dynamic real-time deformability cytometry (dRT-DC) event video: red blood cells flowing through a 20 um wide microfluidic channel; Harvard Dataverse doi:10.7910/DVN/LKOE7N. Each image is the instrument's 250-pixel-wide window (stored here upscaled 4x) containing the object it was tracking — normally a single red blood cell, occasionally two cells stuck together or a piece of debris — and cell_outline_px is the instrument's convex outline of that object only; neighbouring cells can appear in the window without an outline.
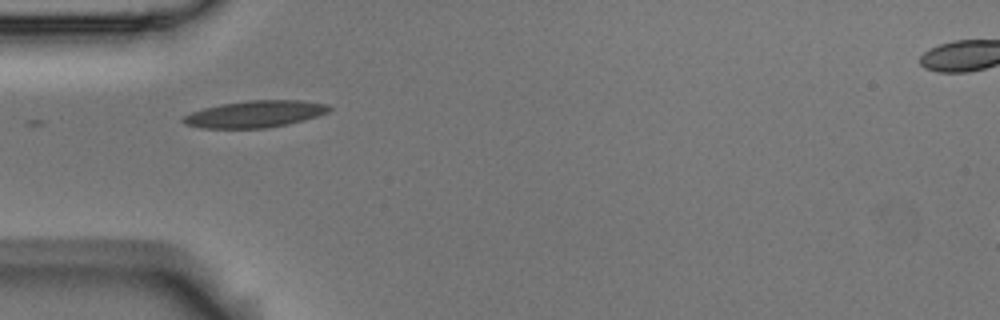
{"species": "Egyptian fruit bat (a non-hibernating species)", "species_latin": "Rousettus aegyptiacus", "temperature_condition": "room temperature", "stored_images_in_passage": 1, "camera_frame_rate_fps": 3000, "um_per_image_px": 0.085, "animal": {"sex": "male"}, "frame": {"image": 1, "passage_image": 1, "time_ms": 0.0, "image_size_px": [1000, 320], "cell_outline_px": [[332, 108], [328, 112], [304, 120], [288, 124], [268, 128], [200, 128], [184, 124], [180, 120], [184, 116], [192, 112], [204, 108], [220, 104], [248, 100], [300, 100], [328, 104]], "centroid_in_image_um": [21.67, 9.69], "position_along_channel_um": 63.3, "area_um2": 22.89}}